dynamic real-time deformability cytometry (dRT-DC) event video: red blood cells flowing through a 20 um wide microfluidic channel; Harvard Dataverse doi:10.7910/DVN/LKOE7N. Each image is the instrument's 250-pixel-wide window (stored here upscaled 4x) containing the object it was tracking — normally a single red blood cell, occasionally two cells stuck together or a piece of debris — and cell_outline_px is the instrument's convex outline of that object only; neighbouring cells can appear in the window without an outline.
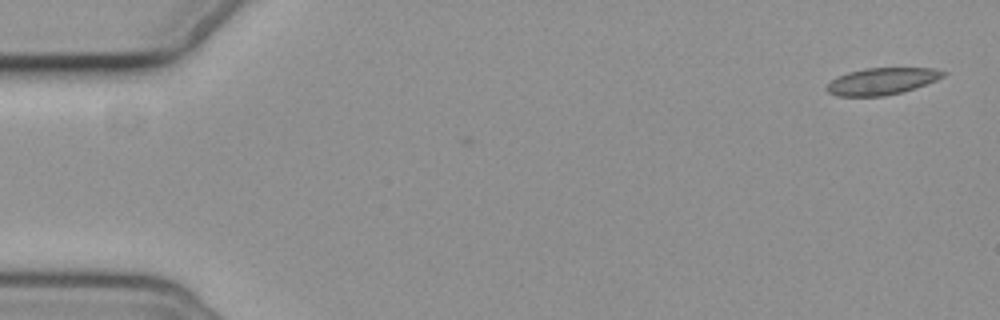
{"species": "common noctule bat (a hibernating species)", "species_latin": "Nyctalus noctula", "temperature_condition": "cold", "stored_images_in_passage": 6, "camera_frame_rate_fps": 3000, "um_per_image_px": 0.085, "animal": {"sex": "female", "body_mass_g": 19.3, "forearm_length_mm": 54.1}, "frame": {"image": 1, "passage_image": 1, "time_ms": 0.0, "image_size_px": [1000, 320], "cell_outline_px": [[948, 72], [944, 76], [936, 80], [904, 92], [884, 96], [836, 96], [828, 92], [824, 88], [836, 76], [848, 72], [864, 68], [936, 68]], "centroid_in_image_um": [74.95, 6.9], "position_along_channel_um": 10.0, "area_um2": 18.38}}